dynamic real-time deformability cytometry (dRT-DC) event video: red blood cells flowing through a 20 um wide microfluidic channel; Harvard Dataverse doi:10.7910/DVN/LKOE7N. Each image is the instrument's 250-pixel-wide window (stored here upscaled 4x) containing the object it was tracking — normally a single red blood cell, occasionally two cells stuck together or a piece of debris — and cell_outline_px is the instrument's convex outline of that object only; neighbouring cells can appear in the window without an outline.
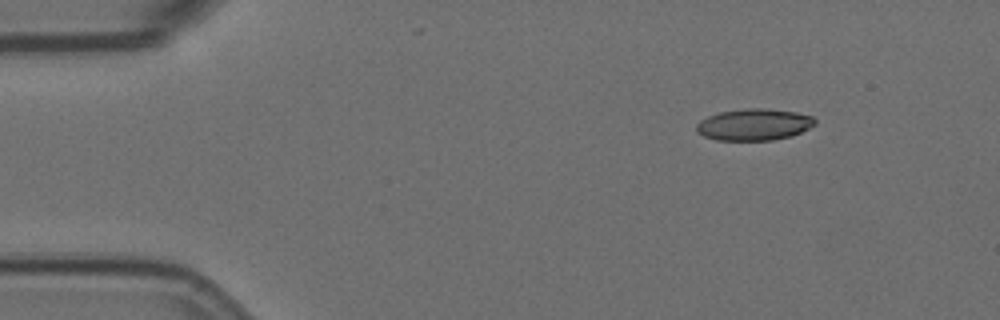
{"species": "Egyptian fruit bat (a non-hibernating species)", "species_latin": "Rousettus aegyptiacus", "temperature_condition": "room temperature", "stored_images_in_passage": 5, "camera_frame_rate_fps": 3000, "um_per_image_px": 0.085, "animal": {"sex": "female"}, "frame": {"image": 1, "passage_image": 1, "time_ms": 0.0, "image_size_px": [1000, 320], "cell_outline_px": [[816, 124], [792, 136], [772, 140], [716, 140], [704, 136], [696, 132], [696, 124], [700, 120], [708, 116], [720, 112], [748, 108], [768, 108], [796, 112], [812, 116], [816, 120]], "centroid_in_image_um": [64.09, 10.58], "position_along_channel_um": 20.9, "area_um2": 21.91}}
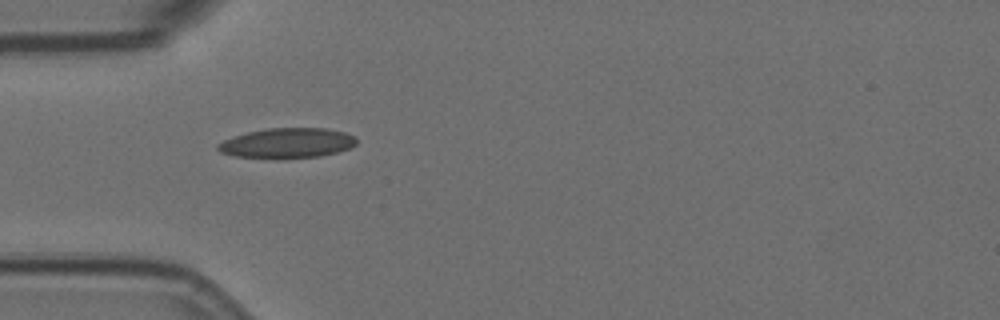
{"frame": {"image": 2, "passage_image": 4, "time_ms": 1.0, "image_size_px": [1000, 320], "cell_outline_px": [[356, 144], [352, 148], [320, 156], [284, 160], [276, 160], [236, 156], [220, 152], [216, 148], [216, 144], [232, 136], [248, 132], [268, 128], [324, 128], [344, 132], [356, 136]], "centroid_in_image_um": [24.4, 12.19], "position_along_channel_um": 60.6, "area_um2": 24.85}}
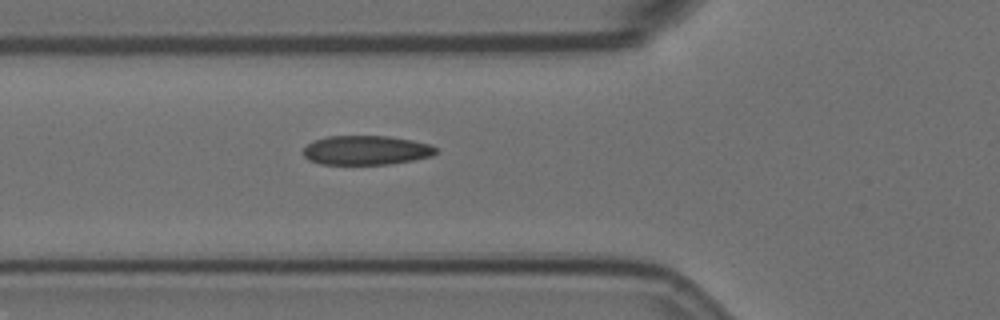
{"frame": {"image": 3, "passage_image": 5, "time_ms": 1.333, "image_size_px": [1000, 320], "cell_outline_px": [[436, 152], [432, 156], [412, 160], [388, 164], [320, 164], [308, 160], [304, 156], [304, 148], [312, 140], [328, 136], [388, 136], [412, 140], [432, 144], [436, 148]], "centroid_in_image_um": [31.11, 12.76], "position_along_channel_um": 94.7, "area_um2": 22.66}}